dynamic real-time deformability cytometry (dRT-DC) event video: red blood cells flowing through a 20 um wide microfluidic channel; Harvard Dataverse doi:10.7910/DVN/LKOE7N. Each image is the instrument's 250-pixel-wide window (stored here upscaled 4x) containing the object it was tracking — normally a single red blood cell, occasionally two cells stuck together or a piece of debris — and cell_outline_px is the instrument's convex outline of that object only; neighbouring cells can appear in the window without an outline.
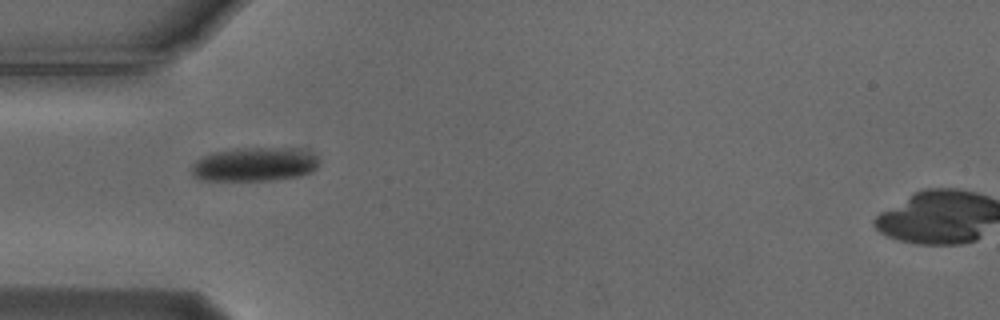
{"species": "Egyptian fruit bat (a non-hibernating species)", "species_latin": "Rousettus aegyptiacus", "temperature_condition": "cold", "stored_images_in_passage": 36, "camera_frame_rate_fps": 3000, "um_per_image_px": 0.085, "animal": {"sex": "male"}, "frame": {"image": 1, "passage_image": 1, "time_ms": 0.0, "image_size_px": [1000, 320], "cell_outline_px": [[316, 168], [300, 176], [276, 180], [200, 180], [192, 172], [192, 168], [196, 160], [212, 152], [236, 148], [292, 148], [316, 156]], "centroid_in_image_um": [21.59, 13.97], "position_along_channel_um": 63.4, "area_um2": 24.74}}
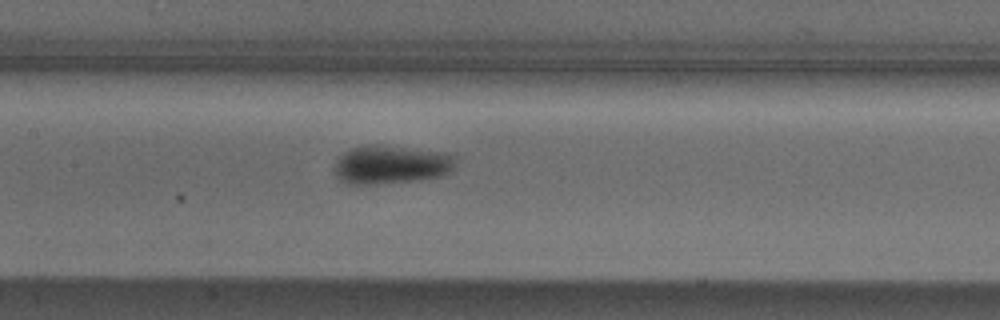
{"frame": {"image": 2, "passage_image": 10, "time_ms": 3.0, "image_size_px": [1000, 320], "cell_outline_px": [[456, 160], [452, 168], [448, 172], [440, 176], [412, 180], [368, 184], [348, 184], [340, 180], [336, 176], [336, 160], [344, 152], [352, 148], [368, 144], [380, 144], [444, 152], [456, 156]], "centroid_in_image_um": [33.23, 13.96], "position_along_channel_um": 174.2, "area_um2": 26.99}}
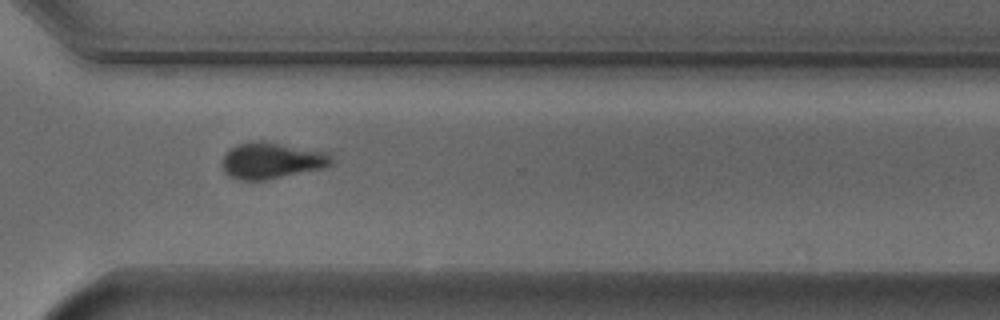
{"frame": {"image": 3, "passage_image": 24, "time_ms": 7.667, "image_size_px": [1000, 320], "cell_outline_px": [[332, 164], [320, 168], [264, 180], [236, 180], [224, 172], [220, 164], [224, 156], [236, 144], [248, 140], [260, 140], [332, 152]], "centroid_in_image_um": [23.06, 13.62], "position_along_channel_um": 347.5, "area_um2": 23.29}}